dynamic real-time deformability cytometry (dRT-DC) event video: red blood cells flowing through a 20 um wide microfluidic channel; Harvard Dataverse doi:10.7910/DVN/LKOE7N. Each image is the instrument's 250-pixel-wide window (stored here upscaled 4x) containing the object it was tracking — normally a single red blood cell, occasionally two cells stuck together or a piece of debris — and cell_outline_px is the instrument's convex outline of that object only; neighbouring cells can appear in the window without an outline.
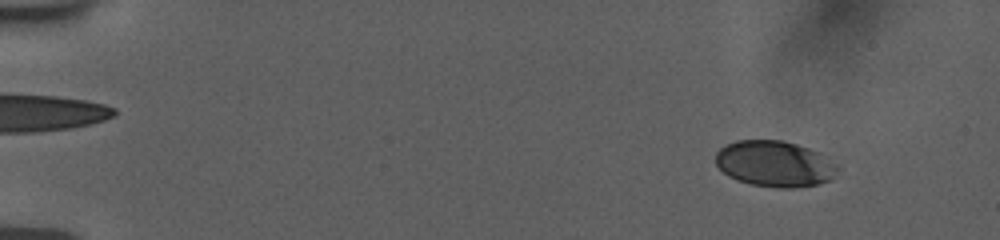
{"species": "human", "species_latin": "Homo sapiens", "temperature_condition": "room temperature", "stored_images_in_passage": 56, "camera_frame_rate_fps": 3000, "um_per_image_px": 0.085, "donor": {"sex": "female"}, "frame": {"image": 1, "passage_image": 6, "time_ms": 1.667, "image_size_px": [1000, 240], "cell_outline_px": [[840, 168], [832, 180], [820, 184], [792, 188], [780, 188], [752, 184], [736, 180], [728, 176], [716, 164], [716, 152], [720, 148], [736, 140], [780, 140], [796, 144], [820, 152], [836, 164]], "centroid_in_image_um": [65.88, 13.93], "position_along_channel_um": 19.1, "area_um2": 32.83}}
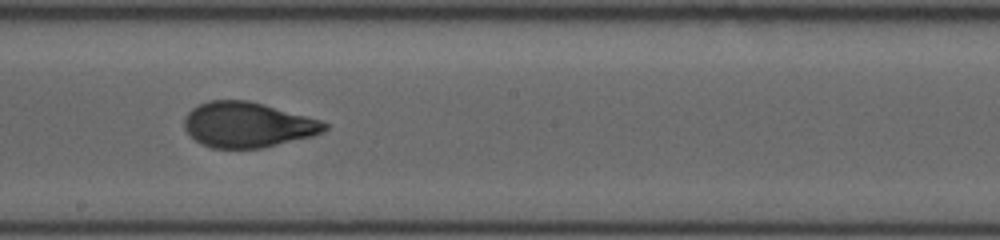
{"frame": {"image": 2, "passage_image": 33, "time_ms": 10.667, "image_size_px": [1000, 240], "cell_outline_px": [[328, 128], [324, 132], [312, 136], [264, 148], [212, 148], [200, 144], [184, 128], [184, 116], [192, 108], [208, 100], [248, 100], [264, 104], [320, 120], [328, 124]], "centroid_in_image_um": [21.04, 10.61], "position_along_channel_um": 227.2, "area_um2": 37.05}}
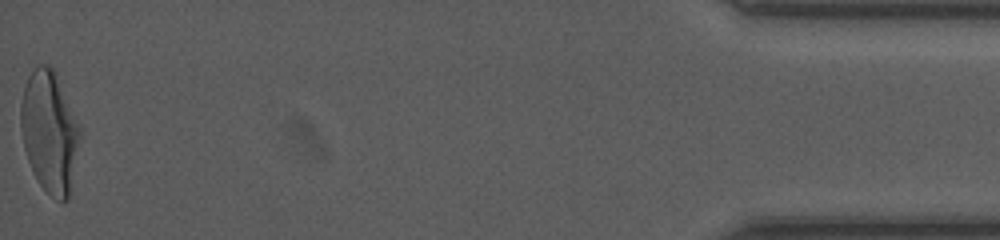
{"frame": {"image": 3, "passage_image": 56, "time_ms": 18.333, "image_size_px": [1000, 240], "cell_outline_px": [[80, 136], [68, 196], [64, 200], [60, 200], [52, 196], [40, 184], [28, 160], [24, 148], [20, 128], [20, 104], [24, 88], [28, 76], [40, 64], [48, 64], [56, 72], [80, 128]], "centroid_in_image_um": [4.18, 11.13], "position_along_channel_um": 431.0, "area_um2": 40.98}, "authors_computed_cell_mechanics": {"area_um2": 36.992, "velocity_mm_per_s": 3.7663, "shape_relaxation_time_tau1_ms": 6.358, "shape_relaxation_time_tau2_ms": null, "deformation_change_tau1": 0.215, "deformation_change_tau2": null}}